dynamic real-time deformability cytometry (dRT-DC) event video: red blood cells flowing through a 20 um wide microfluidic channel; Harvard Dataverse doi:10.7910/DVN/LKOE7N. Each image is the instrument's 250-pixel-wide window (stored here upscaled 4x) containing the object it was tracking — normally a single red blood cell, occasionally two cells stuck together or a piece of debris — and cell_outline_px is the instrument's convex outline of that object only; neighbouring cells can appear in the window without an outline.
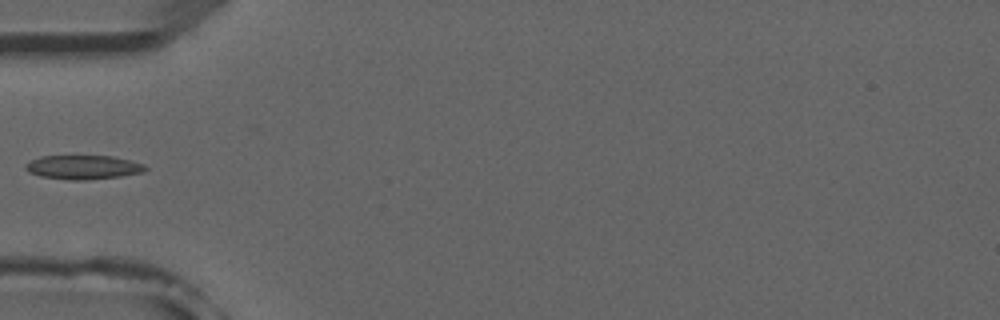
{"species": "common noctule bat (a hibernating species)", "species_latin": "Nyctalus noctula", "temperature_condition": "room temperature", "stored_images_in_passage": 5, "camera_frame_rate_fps": 3000, "um_per_image_px": 0.085, "animal": {"sex": "male", "forearm_length_mm": 52.5}, "frame": {"image": 1, "passage_image": 4, "time_ms": 4.333, "image_size_px": [1000, 320], "cell_outline_px": [[148, 168], [144, 172], [120, 176], [84, 180], [68, 180], [40, 176], [28, 172], [24, 168], [24, 164], [28, 160], [40, 156], [112, 156], [132, 160], [144, 164]], "centroid_in_image_um": [7.04, 14.21], "position_along_channel_um": 78.0, "area_um2": 16.99}}
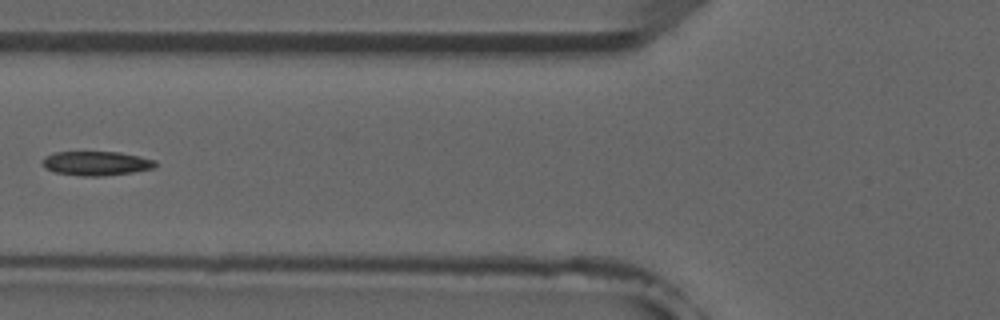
{"frame": {"image": 2, "passage_image": 5, "time_ms": 5.333, "image_size_px": [1000, 320], "cell_outline_px": [[156, 168], [132, 172], [100, 176], [84, 176], [52, 172], [44, 168], [40, 164], [40, 160], [44, 156], [56, 152], [120, 152], [140, 156], [156, 160]], "centroid_in_image_um": [8.14, 13.88], "position_along_channel_um": 117.7, "area_um2": 16.18}}